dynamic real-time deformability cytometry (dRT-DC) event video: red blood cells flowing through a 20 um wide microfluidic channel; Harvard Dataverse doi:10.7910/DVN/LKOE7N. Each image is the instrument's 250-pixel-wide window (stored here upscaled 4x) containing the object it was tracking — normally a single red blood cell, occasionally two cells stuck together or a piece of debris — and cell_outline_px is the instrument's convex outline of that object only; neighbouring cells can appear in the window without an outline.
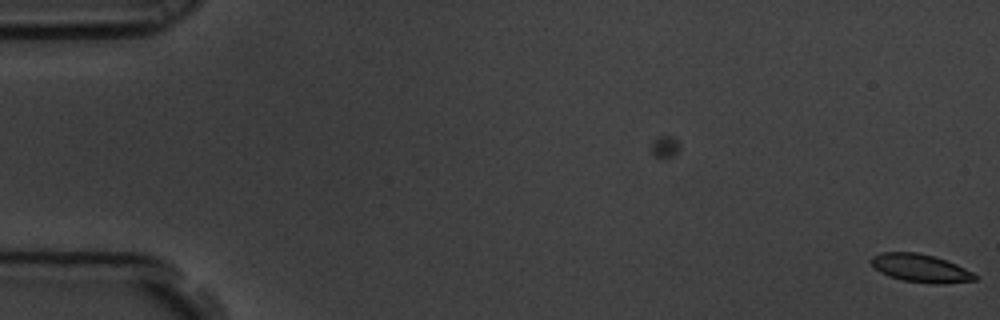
{"species": "common noctule bat (a hibernating species)", "species_latin": "Nyctalus noctula", "temperature_condition": "room temperature", "stored_images_in_passage": 2, "camera_frame_rate_fps": 3000, "um_per_image_px": 0.085, "animal": {"sex": "male", "body_mass_g": 19.5, "forearm_length_mm": 54.6}, "frame": {"image": 1, "passage_image": 2, "time_ms": 0.333, "image_size_px": [1000, 320], "cell_outline_px": [[976, 280], [944, 284], [936, 284], [904, 280], [888, 276], [880, 272], [868, 260], [872, 256], [880, 252], [916, 252], [932, 256], [956, 264], [972, 272], [976, 276]], "centroid_in_image_um": [78.21, 22.79], "position_along_channel_um": 6.8, "area_um2": 16.82}}